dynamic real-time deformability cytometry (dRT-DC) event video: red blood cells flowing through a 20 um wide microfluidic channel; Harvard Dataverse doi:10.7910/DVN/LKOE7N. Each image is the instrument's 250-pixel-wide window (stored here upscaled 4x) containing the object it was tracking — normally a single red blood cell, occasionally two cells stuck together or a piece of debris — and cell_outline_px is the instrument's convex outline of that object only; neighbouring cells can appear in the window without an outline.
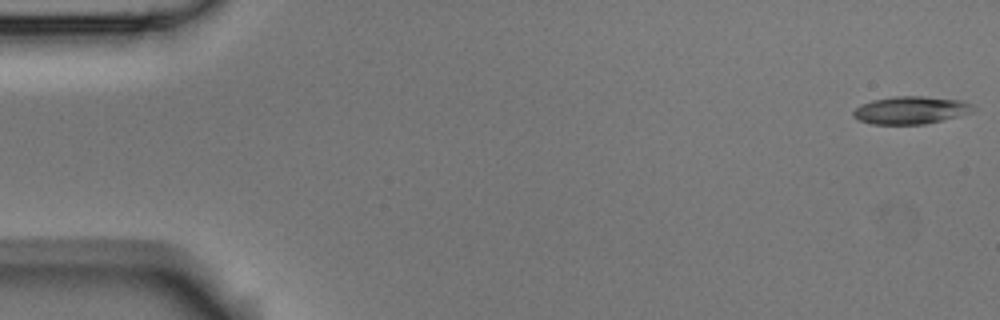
{"species": "Egyptian fruit bat (a non-hibernating species)", "species_latin": "Rousettus aegyptiacus", "temperature_condition": "room temperature", "stored_images_in_passage": 53, "camera_frame_rate_fps": 3000, "um_per_image_px": 0.085, "animal": {"sex": "male"}, "frame": {"image": 1, "passage_image": 1, "time_ms": 0.0, "image_size_px": [1000, 320], "cell_outline_px": [[976, 108], [972, 112], [924, 124], [872, 124], [860, 120], [852, 116], [852, 112], [860, 104], [872, 100], [892, 96], [924, 96], [960, 100], [972, 104]], "centroid_in_image_um": [77.38, 9.35], "position_along_channel_um": 7.6, "area_um2": 19.25}}
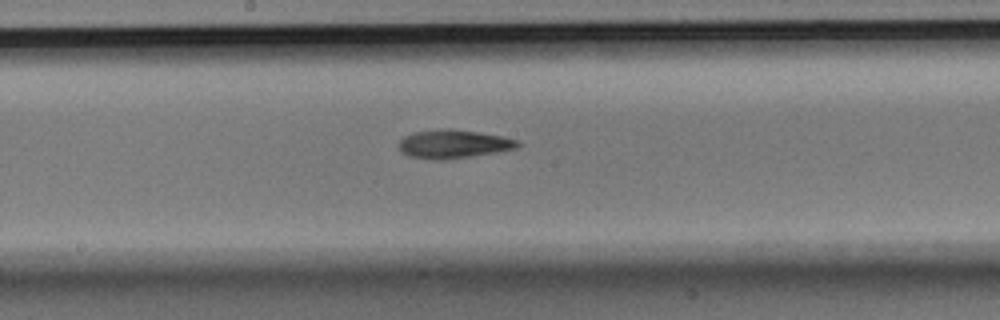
{"frame": {"image": 2, "passage_image": 28, "time_ms": 9.0, "image_size_px": [1000, 320], "cell_outline_px": [[520, 144], [516, 148], [496, 152], [472, 156], [440, 160], [432, 160], [412, 156], [400, 152], [400, 140], [404, 136], [412, 132], [440, 128], [452, 128], [500, 136], [520, 140]], "centroid_in_image_um": [38.52, 12.23], "position_along_channel_um": 209.7, "area_um2": 19.71}}
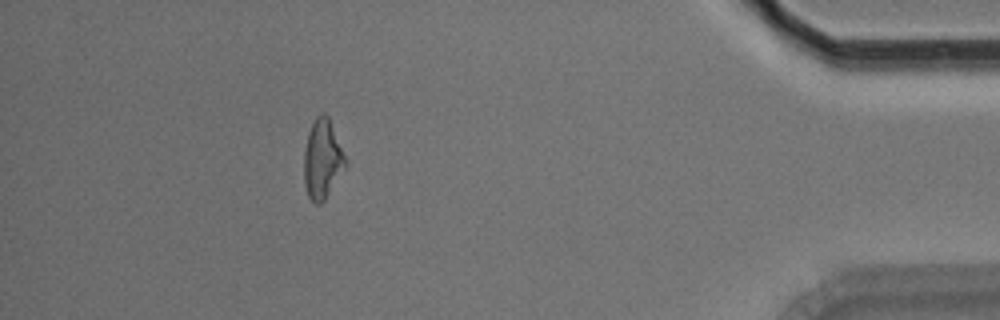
{"frame": {"image": 3, "passage_image": 48, "time_ms": 15.667, "image_size_px": [1000, 320], "cell_outline_px": [[344, 168], [324, 200], [320, 204], [316, 204], [308, 196], [304, 184], [304, 152], [308, 132], [316, 116], [320, 112], [324, 112], [328, 116], [344, 156]], "centroid_in_image_um": [27.35, 13.52], "position_along_channel_um": 407.8, "area_um2": 18.55}, "authors_computed_cell_mechanics": {"area_um2": 19.074, "velocity_mm_per_s": 3.7572, "shape_relaxation_time_tau1_ms": 5.3499, "shape_relaxation_time_tau2_ms": 9.1102, "deformation_change_tau1": 0.1577, "deformation_change_tau2": 0.2142}}